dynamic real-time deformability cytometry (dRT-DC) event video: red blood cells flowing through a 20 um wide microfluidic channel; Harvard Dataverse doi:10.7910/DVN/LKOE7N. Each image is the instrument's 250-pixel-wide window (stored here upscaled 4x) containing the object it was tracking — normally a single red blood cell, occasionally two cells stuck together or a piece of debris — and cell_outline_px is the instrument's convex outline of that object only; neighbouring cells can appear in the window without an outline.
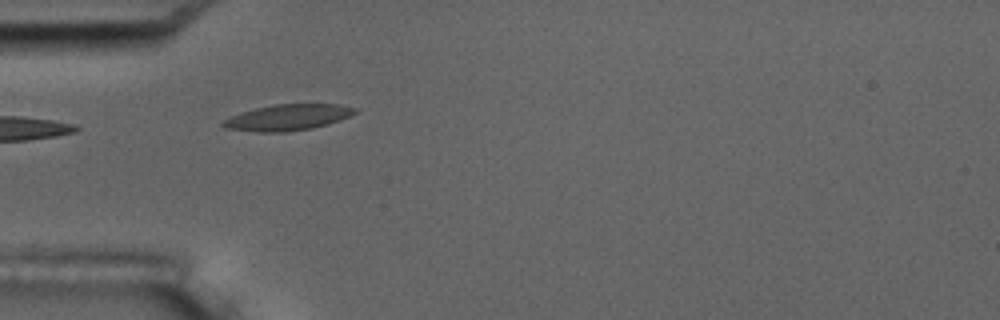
{"species": "common noctule bat (a hibernating species)", "species_latin": "Nyctalus noctula", "temperature_condition": "room temperature", "stored_images_in_passage": 3, "camera_frame_rate_fps": 3000, "um_per_image_px": 0.085, "animal": {"sex": "male", "body_mass_g": 17.5, "forearm_length_mm": 52.3}, "frame": {"image": 1, "passage_image": 2, "time_ms": 1.333, "image_size_px": [1000, 320], "cell_outline_px": [[360, 112], [352, 116], [328, 124], [312, 128], [284, 132], [256, 132], [224, 128], [220, 124], [220, 120], [240, 112], [256, 108], [276, 104], [340, 104], [356, 108]], "centroid_in_image_um": [24.45, 9.98], "position_along_channel_um": 60.5, "area_um2": 20.35}}